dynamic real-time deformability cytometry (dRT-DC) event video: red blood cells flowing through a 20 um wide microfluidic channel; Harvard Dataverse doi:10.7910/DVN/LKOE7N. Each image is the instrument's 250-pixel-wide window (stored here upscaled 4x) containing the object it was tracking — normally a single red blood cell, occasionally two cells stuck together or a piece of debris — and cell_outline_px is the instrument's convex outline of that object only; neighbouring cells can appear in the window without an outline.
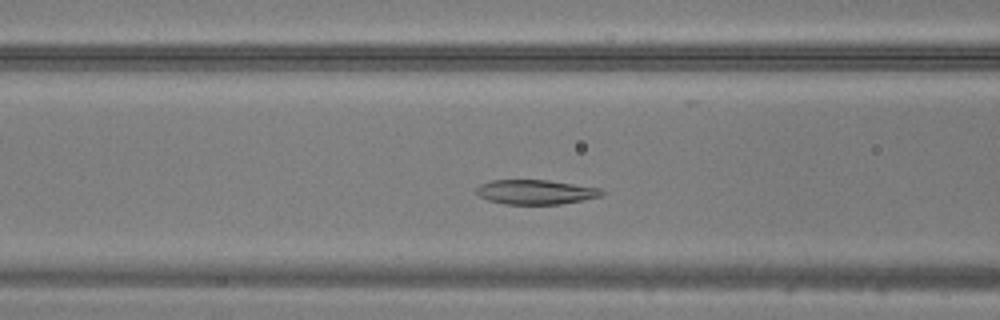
{"species": "common noctule bat (a hibernating species)", "species_latin": "Nyctalus noctula", "temperature_condition": "warm", "stored_images_in_passage": 31, "camera_frame_rate_fps": 3000, "um_per_image_px": 0.085, "animal": {"sex": "male", "body_mass_g": 20.5, "forearm_length_mm": 52.5}, "frame": {"image": 1, "passage_image": 12, "time_ms": 3.667, "image_size_px": [1000, 320], "cell_outline_px": [[604, 192], [600, 196], [560, 204], [504, 204], [488, 200], [480, 196], [476, 192], [476, 188], [480, 184], [492, 180], [548, 180], [600, 188]], "centroid_in_image_um": [45.49, 16.32], "position_along_channel_um": 121.1, "area_um2": 17.74}}
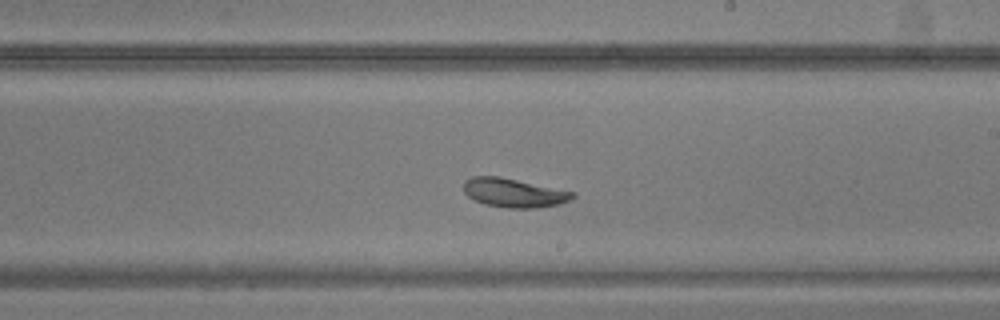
{"frame": {"image": 2, "passage_image": 21, "time_ms": 6.667, "image_size_px": [1000, 320], "cell_outline_px": [[576, 196], [560, 204], [540, 208], [508, 208], [484, 204], [468, 196], [464, 192], [464, 180], [472, 176], [500, 176], [576, 192]], "centroid_in_image_um": [43.69, 16.38], "position_along_channel_um": 245.3, "area_um2": 18.5}}
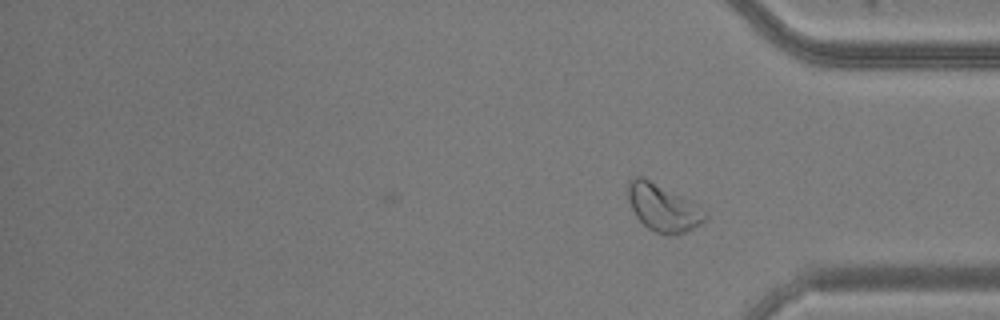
{"frame": {"image": 3, "passage_image": 31, "time_ms": 10.0, "image_size_px": [1000, 320], "cell_outline_px": [[708, 220], [684, 232], [668, 236], [664, 236], [648, 228], [636, 216], [628, 200], [628, 180], [636, 176], [644, 176], [700, 204], [708, 212]], "centroid_in_image_um": [56.41, 17.63], "position_along_channel_um": 378.8, "area_um2": 21.79}}